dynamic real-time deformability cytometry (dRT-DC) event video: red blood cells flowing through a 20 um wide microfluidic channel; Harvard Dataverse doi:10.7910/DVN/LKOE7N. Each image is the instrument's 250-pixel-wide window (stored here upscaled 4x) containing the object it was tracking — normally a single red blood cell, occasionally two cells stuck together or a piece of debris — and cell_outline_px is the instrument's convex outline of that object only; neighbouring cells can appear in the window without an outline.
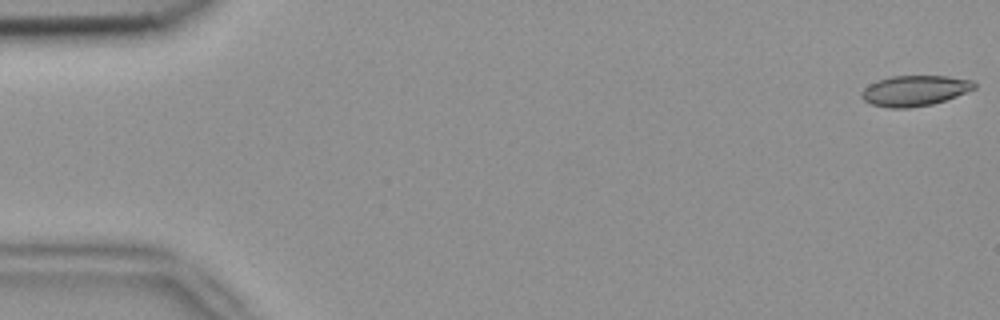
{"species": "common noctule bat (a hibernating species)", "species_latin": "Nyctalus noctula", "temperature_condition": "room temperature", "stored_images_in_passage": 6, "camera_frame_rate_fps": 3000, "um_per_image_px": 0.085, "animal": {"sex": "female", "body_mass_g": 18.4}, "frame": {"image": 1, "passage_image": 1, "time_ms": 0.0, "image_size_px": [1000, 320], "cell_outline_px": [[976, 88], [956, 96], [932, 104], [908, 108], [888, 108], [872, 104], [864, 100], [860, 96], [860, 92], [868, 84], [892, 76], [948, 76], [972, 80], [976, 84]], "centroid_in_image_um": [77.73, 7.71], "position_along_channel_um": 7.3, "area_um2": 20.0}}
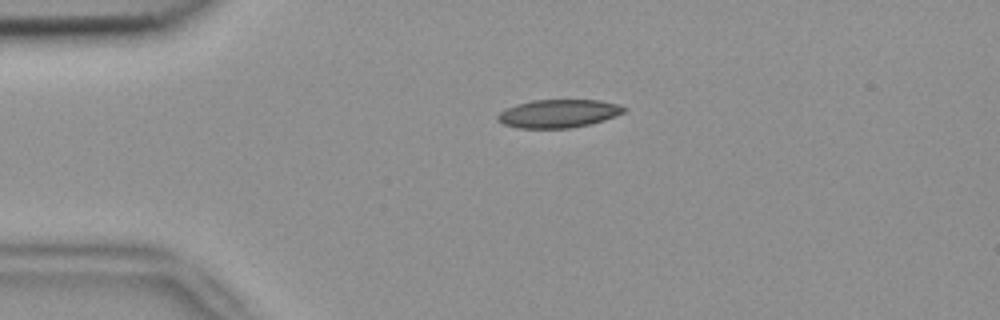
{"frame": {"image": 2, "passage_image": 4, "time_ms": 1.0, "image_size_px": [1000, 320], "cell_outline_px": [[628, 108], [624, 112], [616, 116], [604, 120], [572, 128], [520, 128], [504, 124], [496, 120], [496, 116], [500, 112], [516, 104], [532, 100], [600, 100], [616, 104]], "centroid_in_image_um": [47.47, 9.65], "position_along_channel_um": 37.5, "area_um2": 20.69}}